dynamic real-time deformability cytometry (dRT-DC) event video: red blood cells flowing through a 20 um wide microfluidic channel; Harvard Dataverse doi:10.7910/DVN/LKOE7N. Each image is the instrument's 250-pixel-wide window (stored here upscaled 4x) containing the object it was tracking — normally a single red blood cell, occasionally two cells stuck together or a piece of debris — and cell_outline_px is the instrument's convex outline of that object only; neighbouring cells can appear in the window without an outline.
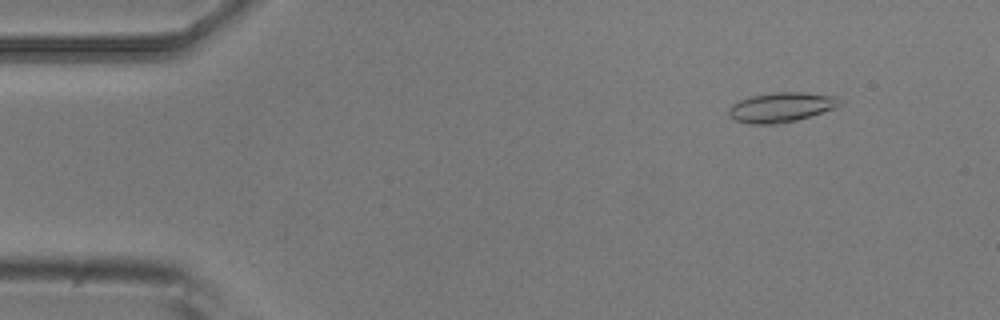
{"species": "common noctule bat (a hibernating species)", "species_latin": "Nyctalus noctula", "temperature_condition": "room temperature", "stored_images_in_passage": 4, "camera_frame_rate_fps": 3000, "um_per_image_px": 0.085, "animal": {"sex": "male", "body_mass_g": 20.5, "forearm_length_mm": 52.5}, "frame": {"image": 1, "passage_image": 2, "time_ms": 0.333, "image_size_px": [1000, 320], "cell_outline_px": [[840, 104], [836, 108], [796, 120], [776, 124], [748, 124], [736, 120], [728, 116], [728, 108], [732, 104], [740, 100], [752, 96], [776, 92], [804, 92], [836, 96], [840, 100]], "centroid_in_image_um": [66.38, 9.12], "position_along_channel_um": 18.6, "area_um2": 19.19}}